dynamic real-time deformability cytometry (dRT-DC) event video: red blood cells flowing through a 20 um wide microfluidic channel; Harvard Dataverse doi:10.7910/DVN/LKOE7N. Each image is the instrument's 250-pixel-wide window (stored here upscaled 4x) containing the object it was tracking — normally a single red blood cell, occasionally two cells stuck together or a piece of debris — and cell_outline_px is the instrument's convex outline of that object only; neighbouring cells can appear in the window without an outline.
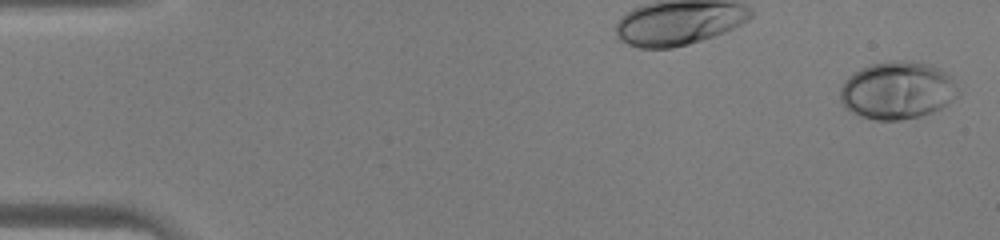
{"species": "human", "species_latin": "Homo sapiens", "temperature_condition": "warm", "stored_images_in_passage": 45, "camera_frame_rate_fps": 3000, "um_per_image_px": 0.085, "donor": {"sex": "male"}, "frame": {"image": 1, "passage_image": 1, "time_ms": 0.0, "image_size_px": [1000, 240], "cell_outline_px": [[960, 96], [948, 104], [932, 112], [920, 116], [900, 120], [876, 120], [860, 116], [844, 108], [840, 100], [840, 88], [844, 80], [848, 76], [860, 68], [872, 64], [888, 60], [904, 60], [928, 64], [940, 68], [948, 72], [952, 76], [960, 92]], "centroid_in_image_um": [76.29, 7.67], "position_along_channel_um": 8.7, "area_um2": 40.23}}
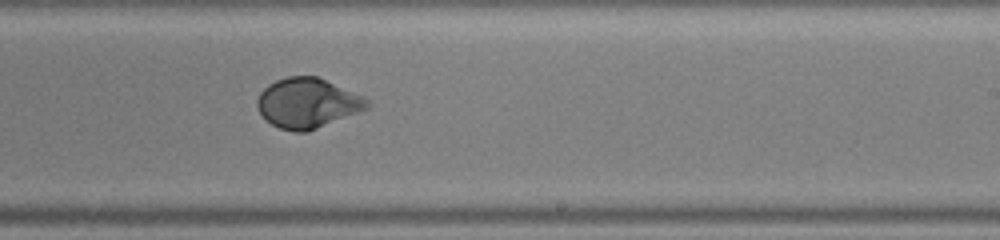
{"frame": {"image": 2, "passage_image": 28, "time_ms": 9.0, "image_size_px": [1000, 240], "cell_outline_px": [[372, 104], [368, 108], [308, 132], [292, 132], [280, 128], [272, 124], [260, 112], [256, 104], [256, 100], [260, 92], [268, 84], [276, 80], [288, 76], [316, 76], [364, 96]], "centroid_in_image_um": [26.14, 8.76], "position_along_channel_um": 262.9, "area_um2": 31.91}}
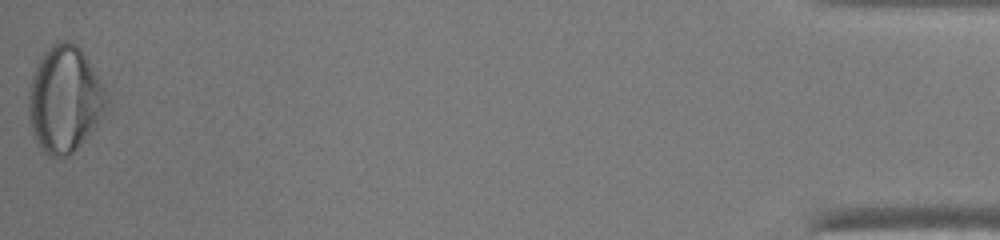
{"frame": {"image": 3, "passage_image": 45, "time_ms": 14.667, "image_size_px": [1000, 240], "cell_outline_px": [[108, 100], [104, 116], [96, 128], [68, 156], [48, 156], [40, 148], [32, 132], [28, 120], [28, 92], [32, 76], [36, 64], [40, 56], [56, 40], [64, 40], [76, 44], [84, 52]], "centroid_in_image_um": [5.46, 8.45], "position_along_channel_um": 429.7, "area_um2": 48.32}}